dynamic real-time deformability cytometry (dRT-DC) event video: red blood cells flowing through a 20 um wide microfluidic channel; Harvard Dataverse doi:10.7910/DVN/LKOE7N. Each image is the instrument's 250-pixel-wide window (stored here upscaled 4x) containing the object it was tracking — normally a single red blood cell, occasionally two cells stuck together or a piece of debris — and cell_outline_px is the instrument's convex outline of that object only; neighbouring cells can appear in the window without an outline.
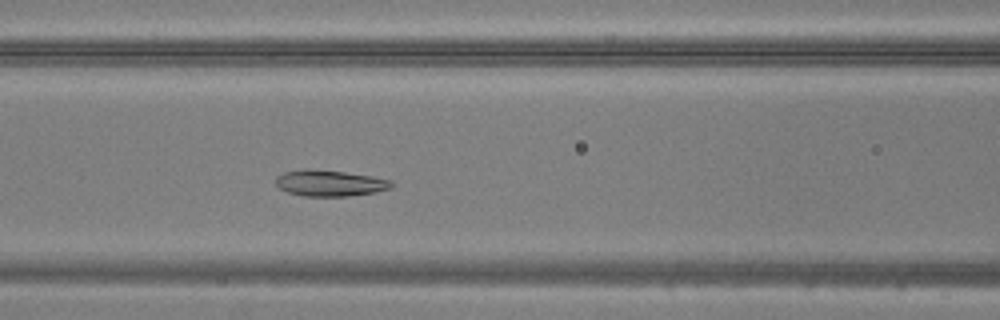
{"species": "common noctule bat (a hibernating species)", "species_latin": "Nyctalus noctula", "temperature_condition": "warm", "stored_images_in_passage": 33, "camera_frame_rate_fps": 3000, "um_per_image_px": 0.085, "animal": {"sex": "male", "body_mass_g": 20.5, "forearm_length_mm": 52.5}, "frame": {"image": 1, "passage_image": 10, "time_ms": 3.0, "image_size_px": [1000, 320], "cell_outline_px": [[396, 184], [392, 188], [376, 192], [348, 196], [304, 196], [288, 192], [280, 188], [276, 184], [276, 176], [284, 172], [304, 168], [308, 168], [344, 172], [372, 176], [392, 180]], "centroid_in_image_um": [28.07, 15.56], "position_along_channel_um": 138.5, "area_um2": 17.8}}
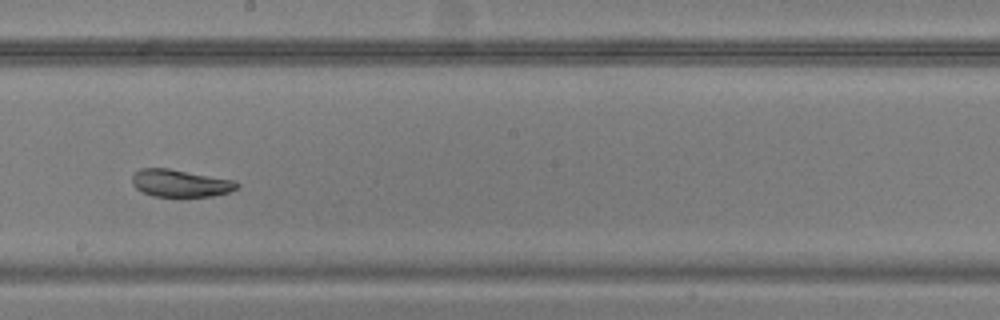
{"frame": {"image": 2, "passage_image": 17, "time_ms": 5.333, "image_size_px": [1000, 320], "cell_outline_px": [[240, 184], [236, 188], [228, 192], [212, 196], [152, 196], [140, 192], [132, 184], [132, 176], [140, 168], [168, 168], [236, 180]], "centroid_in_image_um": [15.31, 15.57], "position_along_channel_um": 232.9, "area_um2": 16.76}}
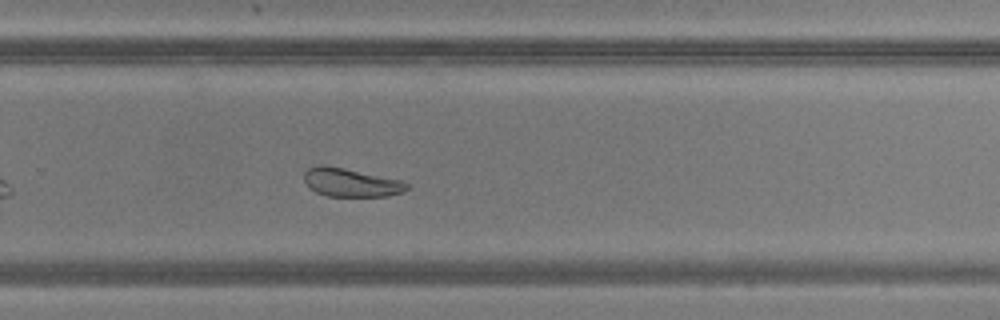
{"frame": {"image": 3, "passage_image": 22, "time_ms": 7.0, "image_size_px": [1000, 320], "cell_outline_px": [[408, 188], [400, 192], [388, 196], [328, 196], [316, 192], [308, 188], [304, 180], [304, 172], [308, 168], [320, 164], [324, 164], [404, 180], [408, 184]], "centroid_in_image_um": [29.8, 15.5], "position_along_channel_um": 300.0, "area_um2": 17.17}}